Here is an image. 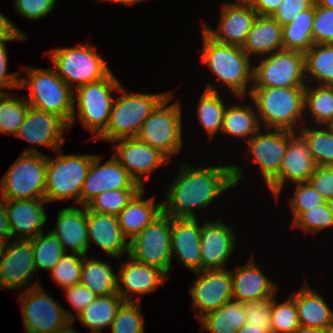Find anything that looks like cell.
<instances>
[{"label":"cell","mask_w":333,"mask_h":333,"mask_svg":"<svg viewBox=\"0 0 333 333\" xmlns=\"http://www.w3.org/2000/svg\"><path fill=\"white\" fill-rule=\"evenodd\" d=\"M239 165L210 167L182 164L179 173L168 186L162 212L171 218H198L215 199L232 189L243 179Z\"/></svg>","instance_id":"1"},{"label":"cell","mask_w":333,"mask_h":333,"mask_svg":"<svg viewBox=\"0 0 333 333\" xmlns=\"http://www.w3.org/2000/svg\"><path fill=\"white\" fill-rule=\"evenodd\" d=\"M201 32L203 65L208 67L222 87L225 85L232 96L244 102L253 86V60L242 47L217 42L203 29Z\"/></svg>","instance_id":"2"},{"label":"cell","mask_w":333,"mask_h":333,"mask_svg":"<svg viewBox=\"0 0 333 333\" xmlns=\"http://www.w3.org/2000/svg\"><path fill=\"white\" fill-rule=\"evenodd\" d=\"M249 98L255 104L263 129L298 132L302 122L306 123L305 87H252Z\"/></svg>","instance_id":"3"},{"label":"cell","mask_w":333,"mask_h":333,"mask_svg":"<svg viewBox=\"0 0 333 333\" xmlns=\"http://www.w3.org/2000/svg\"><path fill=\"white\" fill-rule=\"evenodd\" d=\"M127 92L124 85H120L117 98H114L110 119L106 130L96 139L113 142L123 138L136 137L143 122L154 108L171 91L161 93Z\"/></svg>","instance_id":"4"},{"label":"cell","mask_w":333,"mask_h":333,"mask_svg":"<svg viewBox=\"0 0 333 333\" xmlns=\"http://www.w3.org/2000/svg\"><path fill=\"white\" fill-rule=\"evenodd\" d=\"M120 85V81L111 72L102 80L76 88L73 96V117L69 129L74 126L77 118L82 126L93 134L89 139L96 141L108 126L114 101L113 92H117Z\"/></svg>","instance_id":"5"},{"label":"cell","mask_w":333,"mask_h":333,"mask_svg":"<svg viewBox=\"0 0 333 333\" xmlns=\"http://www.w3.org/2000/svg\"><path fill=\"white\" fill-rule=\"evenodd\" d=\"M27 76H20V88L30 93L25 100L34 108L51 112L68 124L73 117L74 91L57 75L54 68L24 67Z\"/></svg>","instance_id":"6"},{"label":"cell","mask_w":333,"mask_h":333,"mask_svg":"<svg viewBox=\"0 0 333 333\" xmlns=\"http://www.w3.org/2000/svg\"><path fill=\"white\" fill-rule=\"evenodd\" d=\"M90 43L59 47L48 55L57 75L74 91L79 86L106 78L112 71Z\"/></svg>","instance_id":"7"},{"label":"cell","mask_w":333,"mask_h":333,"mask_svg":"<svg viewBox=\"0 0 333 333\" xmlns=\"http://www.w3.org/2000/svg\"><path fill=\"white\" fill-rule=\"evenodd\" d=\"M55 152L57 157L47 156L44 199L48 203L74 198V205H80L84 180L96 154L66 155L62 148Z\"/></svg>","instance_id":"8"},{"label":"cell","mask_w":333,"mask_h":333,"mask_svg":"<svg viewBox=\"0 0 333 333\" xmlns=\"http://www.w3.org/2000/svg\"><path fill=\"white\" fill-rule=\"evenodd\" d=\"M173 92L171 90L154 108L136 136L140 141L160 150L170 160L181 152L184 144L182 106L179 100L170 103L175 95Z\"/></svg>","instance_id":"9"},{"label":"cell","mask_w":333,"mask_h":333,"mask_svg":"<svg viewBox=\"0 0 333 333\" xmlns=\"http://www.w3.org/2000/svg\"><path fill=\"white\" fill-rule=\"evenodd\" d=\"M26 333H56L66 329L73 314L60 305L41 285L18 294Z\"/></svg>","instance_id":"10"},{"label":"cell","mask_w":333,"mask_h":333,"mask_svg":"<svg viewBox=\"0 0 333 333\" xmlns=\"http://www.w3.org/2000/svg\"><path fill=\"white\" fill-rule=\"evenodd\" d=\"M46 166L47 155L22 152L0 181V197L44 199Z\"/></svg>","instance_id":"11"},{"label":"cell","mask_w":333,"mask_h":333,"mask_svg":"<svg viewBox=\"0 0 333 333\" xmlns=\"http://www.w3.org/2000/svg\"><path fill=\"white\" fill-rule=\"evenodd\" d=\"M260 58L252 87H306L304 53L282 49Z\"/></svg>","instance_id":"12"},{"label":"cell","mask_w":333,"mask_h":333,"mask_svg":"<svg viewBox=\"0 0 333 333\" xmlns=\"http://www.w3.org/2000/svg\"><path fill=\"white\" fill-rule=\"evenodd\" d=\"M137 262L155 266L168 276L172 271L171 217L161 213L129 242V254Z\"/></svg>","instance_id":"13"},{"label":"cell","mask_w":333,"mask_h":333,"mask_svg":"<svg viewBox=\"0 0 333 333\" xmlns=\"http://www.w3.org/2000/svg\"><path fill=\"white\" fill-rule=\"evenodd\" d=\"M37 274L31 240L12 239L4 243L0 255V288L26 291L40 284L32 282Z\"/></svg>","instance_id":"14"},{"label":"cell","mask_w":333,"mask_h":333,"mask_svg":"<svg viewBox=\"0 0 333 333\" xmlns=\"http://www.w3.org/2000/svg\"><path fill=\"white\" fill-rule=\"evenodd\" d=\"M112 143H115L113 157L142 188L146 187L145 182L154 171L171 161L160 150L137 137L123 138Z\"/></svg>","instance_id":"15"},{"label":"cell","mask_w":333,"mask_h":333,"mask_svg":"<svg viewBox=\"0 0 333 333\" xmlns=\"http://www.w3.org/2000/svg\"><path fill=\"white\" fill-rule=\"evenodd\" d=\"M66 130L70 129L69 124L64 119L54 113L30 106L15 137L33 144L32 148L27 147L23 153H41L36 145L55 152L62 148Z\"/></svg>","instance_id":"16"},{"label":"cell","mask_w":333,"mask_h":333,"mask_svg":"<svg viewBox=\"0 0 333 333\" xmlns=\"http://www.w3.org/2000/svg\"><path fill=\"white\" fill-rule=\"evenodd\" d=\"M228 269L195 272L197 276L189 293L198 320L206 313L217 310L233 300L231 271Z\"/></svg>","instance_id":"17"},{"label":"cell","mask_w":333,"mask_h":333,"mask_svg":"<svg viewBox=\"0 0 333 333\" xmlns=\"http://www.w3.org/2000/svg\"><path fill=\"white\" fill-rule=\"evenodd\" d=\"M317 165L306 140L299 132L290 131V141L280 165L279 174L267 185L278 201L282 188L289 184L308 182Z\"/></svg>","instance_id":"18"},{"label":"cell","mask_w":333,"mask_h":333,"mask_svg":"<svg viewBox=\"0 0 333 333\" xmlns=\"http://www.w3.org/2000/svg\"><path fill=\"white\" fill-rule=\"evenodd\" d=\"M289 141L290 131L263 128L247 141V154L252 155L251 163L259 167L260 178L266 186L279 174Z\"/></svg>","instance_id":"19"},{"label":"cell","mask_w":333,"mask_h":333,"mask_svg":"<svg viewBox=\"0 0 333 333\" xmlns=\"http://www.w3.org/2000/svg\"><path fill=\"white\" fill-rule=\"evenodd\" d=\"M96 154L90 164L80 193V206H86L98 194L120 189H142L130 174L112 156L104 162Z\"/></svg>","instance_id":"20"},{"label":"cell","mask_w":333,"mask_h":333,"mask_svg":"<svg viewBox=\"0 0 333 333\" xmlns=\"http://www.w3.org/2000/svg\"><path fill=\"white\" fill-rule=\"evenodd\" d=\"M127 257L128 260L122 262L117 276V293L124 302H140L142 295L154 293L169 280L170 277L161 269Z\"/></svg>","instance_id":"21"},{"label":"cell","mask_w":333,"mask_h":333,"mask_svg":"<svg viewBox=\"0 0 333 333\" xmlns=\"http://www.w3.org/2000/svg\"><path fill=\"white\" fill-rule=\"evenodd\" d=\"M201 224V271L227 268L236 247V233L222 218Z\"/></svg>","instance_id":"22"},{"label":"cell","mask_w":333,"mask_h":333,"mask_svg":"<svg viewBox=\"0 0 333 333\" xmlns=\"http://www.w3.org/2000/svg\"><path fill=\"white\" fill-rule=\"evenodd\" d=\"M221 7L217 28L214 29L204 22L202 29L217 42L242 47L258 13L251 5H234L227 2Z\"/></svg>","instance_id":"23"},{"label":"cell","mask_w":333,"mask_h":333,"mask_svg":"<svg viewBox=\"0 0 333 333\" xmlns=\"http://www.w3.org/2000/svg\"><path fill=\"white\" fill-rule=\"evenodd\" d=\"M45 199H5L6 215L12 232V239L31 240L44 232L48 220Z\"/></svg>","instance_id":"24"},{"label":"cell","mask_w":333,"mask_h":333,"mask_svg":"<svg viewBox=\"0 0 333 333\" xmlns=\"http://www.w3.org/2000/svg\"><path fill=\"white\" fill-rule=\"evenodd\" d=\"M232 299L241 303L258 301L277 295L279 286L271 281L257 265L253 256L231 271Z\"/></svg>","instance_id":"25"},{"label":"cell","mask_w":333,"mask_h":333,"mask_svg":"<svg viewBox=\"0 0 333 333\" xmlns=\"http://www.w3.org/2000/svg\"><path fill=\"white\" fill-rule=\"evenodd\" d=\"M197 218H171L172 258L191 272L201 271V225Z\"/></svg>","instance_id":"26"},{"label":"cell","mask_w":333,"mask_h":333,"mask_svg":"<svg viewBox=\"0 0 333 333\" xmlns=\"http://www.w3.org/2000/svg\"><path fill=\"white\" fill-rule=\"evenodd\" d=\"M56 226L51 230L53 235L61 243L65 252L70 248V253L88 255L89 238L87 229L86 206H69L57 213Z\"/></svg>","instance_id":"27"},{"label":"cell","mask_w":333,"mask_h":333,"mask_svg":"<svg viewBox=\"0 0 333 333\" xmlns=\"http://www.w3.org/2000/svg\"><path fill=\"white\" fill-rule=\"evenodd\" d=\"M89 247L96 244L105 254L119 259L129 254V241L123 235L118 216L100 214L87 209Z\"/></svg>","instance_id":"28"},{"label":"cell","mask_w":333,"mask_h":333,"mask_svg":"<svg viewBox=\"0 0 333 333\" xmlns=\"http://www.w3.org/2000/svg\"><path fill=\"white\" fill-rule=\"evenodd\" d=\"M308 284L304 282L298 291L290 295L296 304L300 327L325 331L333 321V310L325 298Z\"/></svg>","instance_id":"29"},{"label":"cell","mask_w":333,"mask_h":333,"mask_svg":"<svg viewBox=\"0 0 333 333\" xmlns=\"http://www.w3.org/2000/svg\"><path fill=\"white\" fill-rule=\"evenodd\" d=\"M145 192L142 188L118 215L121 231L129 242L162 213V202L154 197L144 199Z\"/></svg>","instance_id":"30"},{"label":"cell","mask_w":333,"mask_h":333,"mask_svg":"<svg viewBox=\"0 0 333 333\" xmlns=\"http://www.w3.org/2000/svg\"><path fill=\"white\" fill-rule=\"evenodd\" d=\"M282 49V25L271 16L258 15L242 50L252 60H256L257 57H264Z\"/></svg>","instance_id":"31"},{"label":"cell","mask_w":333,"mask_h":333,"mask_svg":"<svg viewBox=\"0 0 333 333\" xmlns=\"http://www.w3.org/2000/svg\"><path fill=\"white\" fill-rule=\"evenodd\" d=\"M250 103L253 105L237 104V102L232 105L227 104L223 115L222 135L248 141L262 128L255 104L252 100Z\"/></svg>","instance_id":"32"},{"label":"cell","mask_w":333,"mask_h":333,"mask_svg":"<svg viewBox=\"0 0 333 333\" xmlns=\"http://www.w3.org/2000/svg\"><path fill=\"white\" fill-rule=\"evenodd\" d=\"M124 300L118 293L100 295L89 303L76 317L83 326L90 329L89 333H103L110 328L116 313Z\"/></svg>","instance_id":"33"},{"label":"cell","mask_w":333,"mask_h":333,"mask_svg":"<svg viewBox=\"0 0 333 333\" xmlns=\"http://www.w3.org/2000/svg\"><path fill=\"white\" fill-rule=\"evenodd\" d=\"M110 263L100 258L82 256L80 282L98 296L117 293V276Z\"/></svg>","instance_id":"34"},{"label":"cell","mask_w":333,"mask_h":333,"mask_svg":"<svg viewBox=\"0 0 333 333\" xmlns=\"http://www.w3.org/2000/svg\"><path fill=\"white\" fill-rule=\"evenodd\" d=\"M307 84L333 86V43L314 44L304 53Z\"/></svg>","instance_id":"35"},{"label":"cell","mask_w":333,"mask_h":333,"mask_svg":"<svg viewBox=\"0 0 333 333\" xmlns=\"http://www.w3.org/2000/svg\"><path fill=\"white\" fill-rule=\"evenodd\" d=\"M216 85L211 82L206 86L197 106V118L204 128L208 138L212 140L214 136L221 132L223 126V115L227 102L223 99Z\"/></svg>","instance_id":"36"},{"label":"cell","mask_w":333,"mask_h":333,"mask_svg":"<svg viewBox=\"0 0 333 333\" xmlns=\"http://www.w3.org/2000/svg\"><path fill=\"white\" fill-rule=\"evenodd\" d=\"M245 317L243 303L231 300L201 317L200 330L210 333H237L247 323Z\"/></svg>","instance_id":"37"},{"label":"cell","mask_w":333,"mask_h":333,"mask_svg":"<svg viewBox=\"0 0 333 333\" xmlns=\"http://www.w3.org/2000/svg\"><path fill=\"white\" fill-rule=\"evenodd\" d=\"M313 21L314 4L299 13L288 25L282 26L283 49L306 53L314 45Z\"/></svg>","instance_id":"38"},{"label":"cell","mask_w":333,"mask_h":333,"mask_svg":"<svg viewBox=\"0 0 333 333\" xmlns=\"http://www.w3.org/2000/svg\"><path fill=\"white\" fill-rule=\"evenodd\" d=\"M304 112L305 117L311 115L308 120H313V124L329 126L333 122V86L307 84Z\"/></svg>","instance_id":"39"},{"label":"cell","mask_w":333,"mask_h":333,"mask_svg":"<svg viewBox=\"0 0 333 333\" xmlns=\"http://www.w3.org/2000/svg\"><path fill=\"white\" fill-rule=\"evenodd\" d=\"M298 132L309 146L317 167H333V129L327 125H303Z\"/></svg>","instance_id":"40"},{"label":"cell","mask_w":333,"mask_h":333,"mask_svg":"<svg viewBox=\"0 0 333 333\" xmlns=\"http://www.w3.org/2000/svg\"><path fill=\"white\" fill-rule=\"evenodd\" d=\"M29 104L12 92L0 93V133L16 136L27 114Z\"/></svg>","instance_id":"41"},{"label":"cell","mask_w":333,"mask_h":333,"mask_svg":"<svg viewBox=\"0 0 333 333\" xmlns=\"http://www.w3.org/2000/svg\"><path fill=\"white\" fill-rule=\"evenodd\" d=\"M36 271L42 269L50 271L66 253L61 243L51 231L40 233L31 239Z\"/></svg>","instance_id":"42"},{"label":"cell","mask_w":333,"mask_h":333,"mask_svg":"<svg viewBox=\"0 0 333 333\" xmlns=\"http://www.w3.org/2000/svg\"><path fill=\"white\" fill-rule=\"evenodd\" d=\"M291 229H300L304 233L317 234L324 229L333 228V202H325L313 209L301 213L291 224Z\"/></svg>","instance_id":"43"},{"label":"cell","mask_w":333,"mask_h":333,"mask_svg":"<svg viewBox=\"0 0 333 333\" xmlns=\"http://www.w3.org/2000/svg\"><path fill=\"white\" fill-rule=\"evenodd\" d=\"M141 189L110 190L98 194L86 208L92 212L118 216Z\"/></svg>","instance_id":"44"},{"label":"cell","mask_w":333,"mask_h":333,"mask_svg":"<svg viewBox=\"0 0 333 333\" xmlns=\"http://www.w3.org/2000/svg\"><path fill=\"white\" fill-rule=\"evenodd\" d=\"M276 295L271 302L272 333H294L299 327L298 312L294 299L277 303Z\"/></svg>","instance_id":"45"},{"label":"cell","mask_w":333,"mask_h":333,"mask_svg":"<svg viewBox=\"0 0 333 333\" xmlns=\"http://www.w3.org/2000/svg\"><path fill=\"white\" fill-rule=\"evenodd\" d=\"M82 255L65 253L57 264L49 271L52 280L63 289L80 283Z\"/></svg>","instance_id":"46"},{"label":"cell","mask_w":333,"mask_h":333,"mask_svg":"<svg viewBox=\"0 0 333 333\" xmlns=\"http://www.w3.org/2000/svg\"><path fill=\"white\" fill-rule=\"evenodd\" d=\"M140 302H123L110 326L111 333H144Z\"/></svg>","instance_id":"47"},{"label":"cell","mask_w":333,"mask_h":333,"mask_svg":"<svg viewBox=\"0 0 333 333\" xmlns=\"http://www.w3.org/2000/svg\"><path fill=\"white\" fill-rule=\"evenodd\" d=\"M294 193L289 205L293 215L292 222L303 212L325 203V199L311 186L309 182L294 183Z\"/></svg>","instance_id":"48"},{"label":"cell","mask_w":333,"mask_h":333,"mask_svg":"<svg viewBox=\"0 0 333 333\" xmlns=\"http://www.w3.org/2000/svg\"><path fill=\"white\" fill-rule=\"evenodd\" d=\"M312 36L314 44L333 43V9L314 3Z\"/></svg>","instance_id":"49"},{"label":"cell","mask_w":333,"mask_h":333,"mask_svg":"<svg viewBox=\"0 0 333 333\" xmlns=\"http://www.w3.org/2000/svg\"><path fill=\"white\" fill-rule=\"evenodd\" d=\"M27 36L16 32L9 40L0 42V93H7L8 90H17L20 88V73H7L8 70V52L6 48L7 42L27 40ZM19 74V75H18ZM7 89V91H4Z\"/></svg>","instance_id":"50"},{"label":"cell","mask_w":333,"mask_h":333,"mask_svg":"<svg viewBox=\"0 0 333 333\" xmlns=\"http://www.w3.org/2000/svg\"><path fill=\"white\" fill-rule=\"evenodd\" d=\"M273 297L243 303L246 322L253 326H266L272 330L271 302Z\"/></svg>","instance_id":"51"},{"label":"cell","mask_w":333,"mask_h":333,"mask_svg":"<svg viewBox=\"0 0 333 333\" xmlns=\"http://www.w3.org/2000/svg\"><path fill=\"white\" fill-rule=\"evenodd\" d=\"M15 10L25 19L39 20L45 18L55 8L57 0H13Z\"/></svg>","instance_id":"52"},{"label":"cell","mask_w":333,"mask_h":333,"mask_svg":"<svg viewBox=\"0 0 333 333\" xmlns=\"http://www.w3.org/2000/svg\"><path fill=\"white\" fill-rule=\"evenodd\" d=\"M315 0H282L278 9L271 16L282 26L288 25L302 11L310 8Z\"/></svg>","instance_id":"53"},{"label":"cell","mask_w":333,"mask_h":333,"mask_svg":"<svg viewBox=\"0 0 333 333\" xmlns=\"http://www.w3.org/2000/svg\"><path fill=\"white\" fill-rule=\"evenodd\" d=\"M63 290L65 291L67 302L71 305L72 310L76 311L73 314L72 323H74L75 317L98 296L81 282Z\"/></svg>","instance_id":"54"},{"label":"cell","mask_w":333,"mask_h":333,"mask_svg":"<svg viewBox=\"0 0 333 333\" xmlns=\"http://www.w3.org/2000/svg\"><path fill=\"white\" fill-rule=\"evenodd\" d=\"M308 182L325 201L333 202V167H317Z\"/></svg>","instance_id":"55"},{"label":"cell","mask_w":333,"mask_h":333,"mask_svg":"<svg viewBox=\"0 0 333 333\" xmlns=\"http://www.w3.org/2000/svg\"><path fill=\"white\" fill-rule=\"evenodd\" d=\"M282 0H254L251 7L261 16H272Z\"/></svg>","instance_id":"56"},{"label":"cell","mask_w":333,"mask_h":333,"mask_svg":"<svg viewBox=\"0 0 333 333\" xmlns=\"http://www.w3.org/2000/svg\"><path fill=\"white\" fill-rule=\"evenodd\" d=\"M12 239V232L6 215L5 199L0 197V242L7 243Z\"/></svg>","instance_id":"57"},{"label":"cell","mask_w":333,"mask_h":333,"mask_svg":"<svg viewBox=\"0 0 333 333\" xmlns=\"http://www.w3.org/2000/svg\"><path fill=\"white\" fill-rule=\"evenodd\" d=\"M16 32L27 36V34L22 30H19V28L14 25V23H12L7 16L0 12V42L9 40Z\"/></svg>","instance_id":"58"},{"label":"cell","mask_w":333,"mask_h":333,"mask_svg":"<svg viewBox=\"0 0 333 333\" xmlns=\"http://www.w3.org/2000/svg\"><path fill=\"white\" fill-rule=\"evenodd\" d=\"M237 333H272L266 326H253L246 323L242 326Z\"/></svg>","instance_id":"59"},{"label":"cell","mask_w":333,"mask_h":333,"mask_svg":"<svg viewBox=\"0 0 333 333\" xmlns=\"http://www.w3.org/2000/svg\"><path fill=\"white\" fill-rule=\"evenodd\" d=\"M294 333H325V331L321 329L299 327Z\"/></svg>","instance_id":"60"},{"label":"cell","mask_w":333,"mask_h":333,"mask_svg":"<svg viewBox=\"0 0 333 333\" xmlns=\"http://www.w3.org/2000/svg\"><path fill=\"white\" fill-rule=\"evenodd\" d=\"M315 4L333 9V0H315Z\"/></svg>","instance_id":"61"},{"label":"cell","mask_w":333,"mask_h":333,"mask_svg":"<svg viewBox=\"0 0 333 333\" xmlns=\"http://www.w3.org/2000/svg\"><path fill=\"white\" fill-rule=\"evenodd\" d=\"M144 2L145 0H112L113 3L115 4H123V5H130V4H136V3H140V2Z\"/></svg>","instance_id":"62"},{"label":"cell","mask_w":333,"mask_h":333,"mask_svg":"<svg viewBox=\"0 0 333 333\" xmlns=\"http://www.w3.org/2000/svg\"><path fill=\"white\" fill-rule=\"evenodd\" d=\"M254 0H237L236 2H229V4L234 5H252Z\"/></svg>","instance_id":"63"},{"label":"cell","mask_w":333,"mask_h":333,"mask_svg":"<svg viewBox=\"0 0 333 333\" xmlns=\"http://www.w3.org/2000/svg\"><path fill=\"white\" fill-rule=\"evenodd\" d=\"M73 326L74 325L72 323L66 329H64L62 331H59V332H56V333H78V331H76Z\"/></svg>","instance_id":"64"},{"label":"cell","mask_w":333,"mask_h":333,"mask_svg":"<svg viewBox=\"0 0 333 333\" xmlns=\"http://www.w3.org/2000/svg\"><path fill=\"white\" fill-rule=\"evenodd\" d=\"M325 333H333V321L332 323L325 329Z\"/></svg>","instance_id":"65"},{"label":"cell","mask_w":333,"mask_h":333,"mask_svg":"<svg viewBox=\"0 0 333 333\" xmlns=\"http://www.w3.org/2000/svg\"><path fill=\"white\" fill-rule=\"evenodd\" d=\"M3 245H4V243L0 242V255H1V251H2Z\"/></svg>","instance_id":"66"},{"label":"cell","mask_w":333,"mask_h":333,"mask_svg":"<svg viewBox=\"0 0 333 333\" xmlns=\"http://www.w3.org/2000/svg\"><path fill=\"white\" fill-rule=\"evenodd\" d=\"M329 126L333 129V122Z\"/></svg>","instance_id":"67"}]
</instances>
